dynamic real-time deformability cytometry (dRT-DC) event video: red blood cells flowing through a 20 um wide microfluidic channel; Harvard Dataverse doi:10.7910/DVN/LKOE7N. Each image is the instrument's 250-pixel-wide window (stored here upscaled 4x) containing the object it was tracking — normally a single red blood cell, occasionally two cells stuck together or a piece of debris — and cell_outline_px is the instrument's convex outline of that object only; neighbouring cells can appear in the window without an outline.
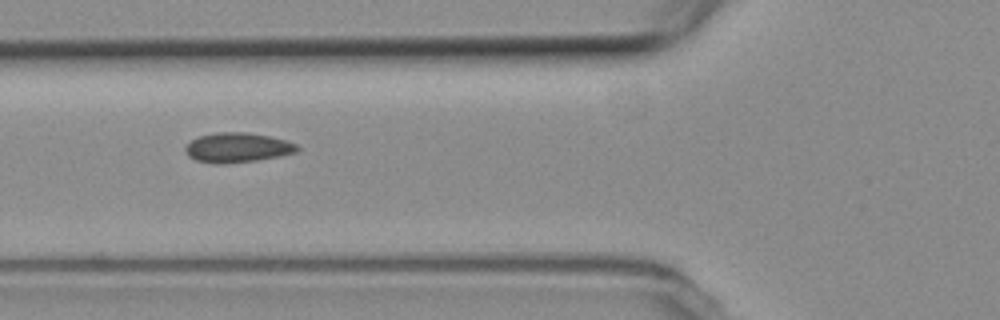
{"species": "common noctule bat (a hibernating species)", "species_latin": "Nyctalus noctula", "temperature_condition": "room temperature", "stored_images_in_passage": 3, "camera_frame_rate_fps": 3000, "um_per_image_px": 0.085, "animal": {"sex": "female", "body_mass_g": 19.3, "forearm_length_mm": 54.1}, "frame": {"image": 1, "passage_image": 3, "time_ms": 2.333, "image_size_px": [1000, 320], "cell_outline_px": [[300, 148], [296, 152], [280, 156], [256, 160], [224, 164], [212, 164], [196, 160], [188, 156], [184, 148], [192, 140], [200, 136], [216, 132], [248, 132], [268, 136], [284, 140], [296, 144]], "centroid_in_image_um": [20.16, 12.55], "position_along_channel_um": 105.6, "area_um2": 19.31}}